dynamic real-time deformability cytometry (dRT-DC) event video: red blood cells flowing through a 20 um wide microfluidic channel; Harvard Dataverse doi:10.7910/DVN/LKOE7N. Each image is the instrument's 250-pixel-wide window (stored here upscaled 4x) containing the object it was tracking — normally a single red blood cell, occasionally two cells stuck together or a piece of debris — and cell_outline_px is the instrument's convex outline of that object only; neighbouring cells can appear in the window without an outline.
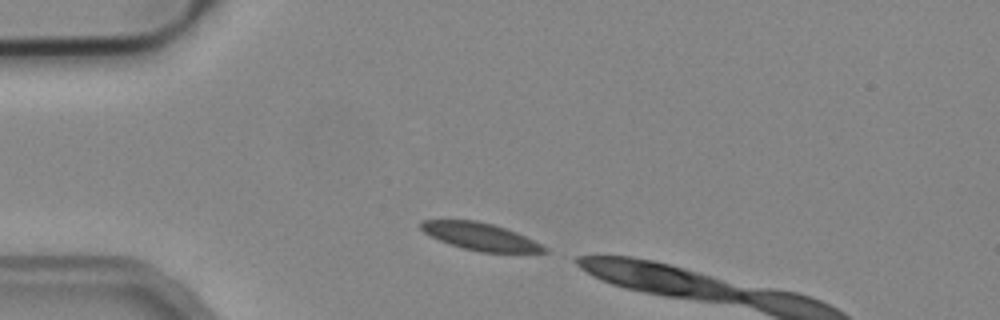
{"species": "common noctule bat (a hibernating species)", "species_latin": "Nyctalus noctula", "temperature_condition": "cold", "stored_images_in_passage": 4, "camera_frame_rate_fps": 3000, "um_per_image_px": 0.085, "animal": {"sex": "male", "body_mass_g": 19.2, "forearm_length_mm": 51.8}, "frame": {"image": 1, "passage_image": 1, "time_ms": 0.0, "image_size_px": [1000, 320], "cell_outline_px": [[548, 252], [480, 252], [448, 244], [424, 232], [420, 228], [420, 220], [476, 220], [492, 224], [516, 232], [548, 248]], "centroid_in_image_um": [40.79, 20.1], "position_along_channel_um": 44.2, "area_um2": 19.36}}